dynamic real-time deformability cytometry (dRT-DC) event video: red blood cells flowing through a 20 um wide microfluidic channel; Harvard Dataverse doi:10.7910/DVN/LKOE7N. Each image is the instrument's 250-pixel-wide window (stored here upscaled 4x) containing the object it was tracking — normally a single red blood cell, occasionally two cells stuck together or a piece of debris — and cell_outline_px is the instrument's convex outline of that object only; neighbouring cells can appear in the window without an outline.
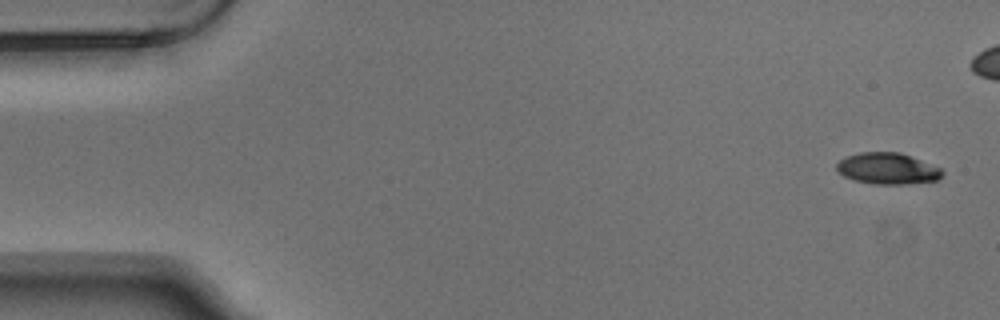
{"species": "Egyptian fruit bat (a non-hibernating species)", "species_latin": "Rousettus aegyptiacus", "temperature_condition": "warm", "stored_images_in_passage": 6, "camera_frame_rate_fps": 3000, "um_per_image_px": 0.085, "animal": {"sex": "male"}, "frame": {"image": 1, "passage_image": 1, "time_ms": 0.0, "image_size_px": [1000, 320], "cell_outline_px": [[944, 172], [936, 180], [900, 184], [876, 184], [856, 180], [844, 176], [836, 168], [836, 164], [840, 160], [848, 156], [860, 152], [900, 152], [940, 168]], "centroid_in_image_um": [75.42, 14.31], "position_along_channel_um": 9.6, "area_um2": 18.84}}